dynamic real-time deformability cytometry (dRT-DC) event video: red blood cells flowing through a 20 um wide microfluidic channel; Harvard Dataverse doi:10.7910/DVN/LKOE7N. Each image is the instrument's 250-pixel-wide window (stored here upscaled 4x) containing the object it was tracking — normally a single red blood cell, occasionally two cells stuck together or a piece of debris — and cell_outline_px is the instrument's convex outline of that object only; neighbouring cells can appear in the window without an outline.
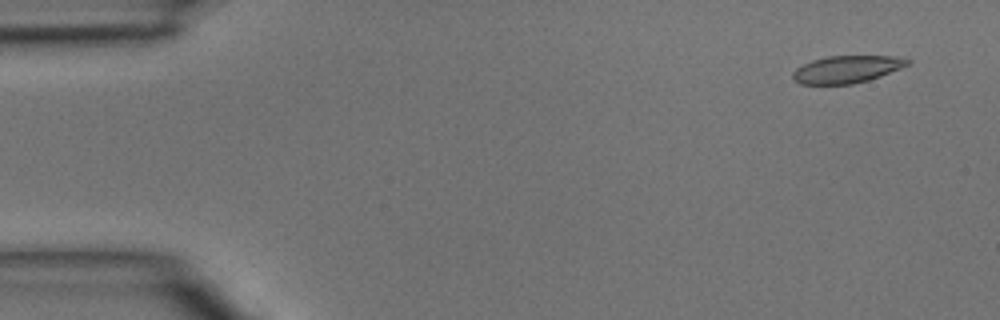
{"species": "common noctule bat (a hibernating species)", "species_latin": "Nyctalus noctula", "temperature_condition": "room temperature", "stored_images_in_passage": 3, "camera_frame_rate_fps": 3000, "um_per_image_px": 0.085, "animal": {"sex": "male", "body_mass_g": 15.6}, "frame": {"image": 1, "passage_image": 1, "time_ms": 0.0, "image_size_px": [1000, 320], "cell_outline_px": [[912, 60], [908, 64], [900, 68], [880, 76], [868, 80], [852, 84], [800, 84], [792, 80], [792, 72], [796, 68], [812, 60], [828, 56], [896, 56]], "centroid_in_image_um": [71.94, 5.89], "position_along_channel_um": 13.1, "area_um2": 18.21}}